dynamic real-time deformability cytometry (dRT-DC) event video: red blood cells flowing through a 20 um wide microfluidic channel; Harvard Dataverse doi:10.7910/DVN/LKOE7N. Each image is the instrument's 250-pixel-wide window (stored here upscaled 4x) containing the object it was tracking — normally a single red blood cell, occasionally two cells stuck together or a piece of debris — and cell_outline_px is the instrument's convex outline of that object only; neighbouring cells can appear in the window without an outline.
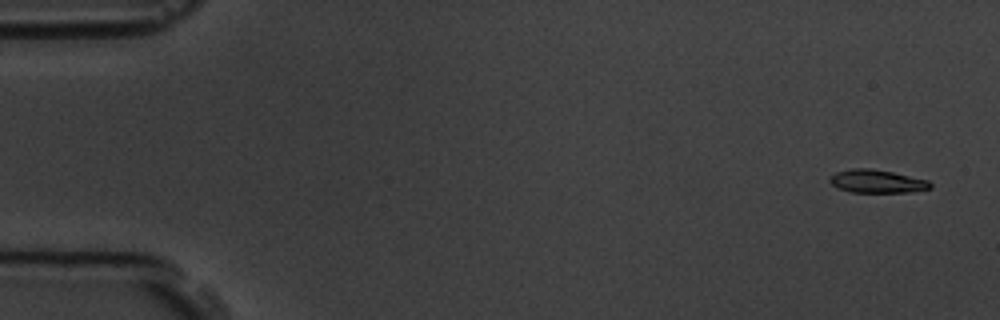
{"species": "common noctule bat (a hibernating species)", "species_latin": "Nyctalus noctula", "temperature_condition": "room temperature", "stored_images_in_passage": 5, "camera_frame_rate_fps": 3000, "um_per_image_px": 0.085, "animal": {"sex": "male", "body_mass_g": 19.5, "forearm_length_mm": 54.6}, "frame": {"image": 1, "passage_image": 1, "time_ms": 0.0, "image_size_px": [1000, 320], "cell_outline_px": [[932, 188], [908, 192], [848, 192], [836, 188], [828, 180], [836, 172], [852, 168], [868, 168], [892, 172], [928, 180], [932, 184]], "centroid_in_image_um": [74.52, 15.42], "position_along_channel_um": 10.5, "area_um2": 13.53}}
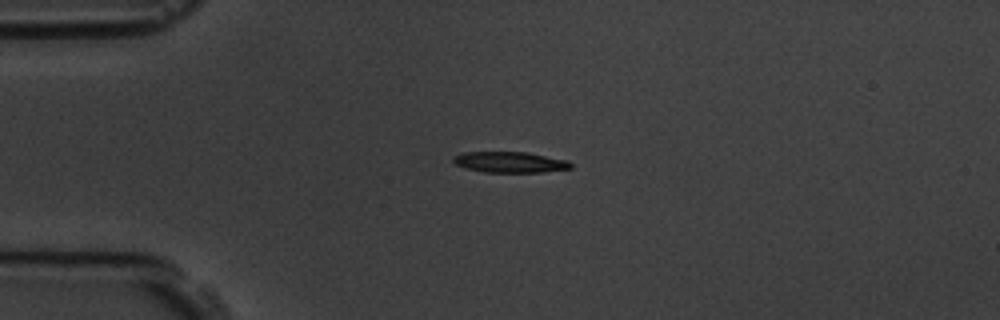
{"frame": {"image": 2, "passage_image": 4, "time_ms": 3.667, "image_size_px": [1000, 320], "cell_outline_px": [[572, 168], [540, 172], [484, 172], [464, 168], [456, 164], [452, 160], [452, 156], [460, 152], [528, 152], [568, 160], [572, 164]], "centroid_in_image_um": [43.31, 13.77], "position_along_channel_um": 41.7, "area_um2": 14.39}}